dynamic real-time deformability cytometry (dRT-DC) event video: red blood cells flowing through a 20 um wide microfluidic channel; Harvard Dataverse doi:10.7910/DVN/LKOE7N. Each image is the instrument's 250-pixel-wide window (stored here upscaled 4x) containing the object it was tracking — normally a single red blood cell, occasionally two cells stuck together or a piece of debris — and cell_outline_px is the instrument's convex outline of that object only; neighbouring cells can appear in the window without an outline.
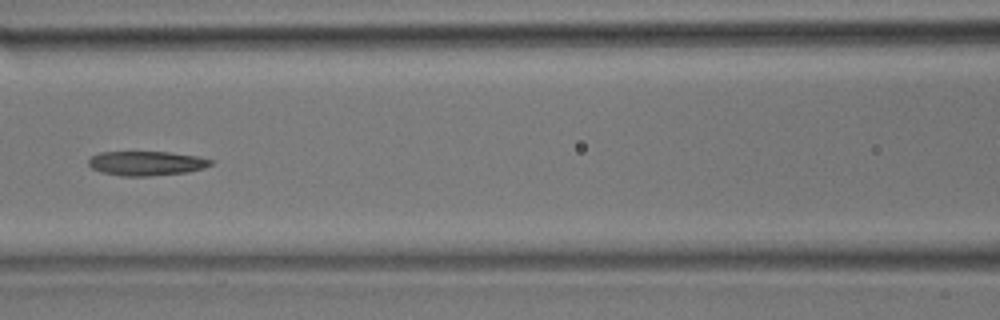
{"species": "common noctule bat (a hibernating species)", "species_latin": "Nyctalus noctula", "temperature_condition": "room temperature", "stored_images_in_passage": 39, "camera_frame_rate_fps": 3000, "um_per_image_px": 0.085, "animal": {"sex": "male", "body_mass_g": 17.9}, "frame": {"image": 1, "passage_image": 17, "time_ms": 5.333, "image_size_px": [1000, 320], "cell_outline_px": [[212, 164], [204, 168], [188, 172], [148, 176], [120, 176], [100, 172], [92, 168], [88, 164], [88, 160], [92, 156], [100, 152], [168, 152], [200, 156], [212, 160]], "centroid_in_image_um": [12.45, 13.88], "position_along_channel_um": 154.2, "area_um2": 17.46}}